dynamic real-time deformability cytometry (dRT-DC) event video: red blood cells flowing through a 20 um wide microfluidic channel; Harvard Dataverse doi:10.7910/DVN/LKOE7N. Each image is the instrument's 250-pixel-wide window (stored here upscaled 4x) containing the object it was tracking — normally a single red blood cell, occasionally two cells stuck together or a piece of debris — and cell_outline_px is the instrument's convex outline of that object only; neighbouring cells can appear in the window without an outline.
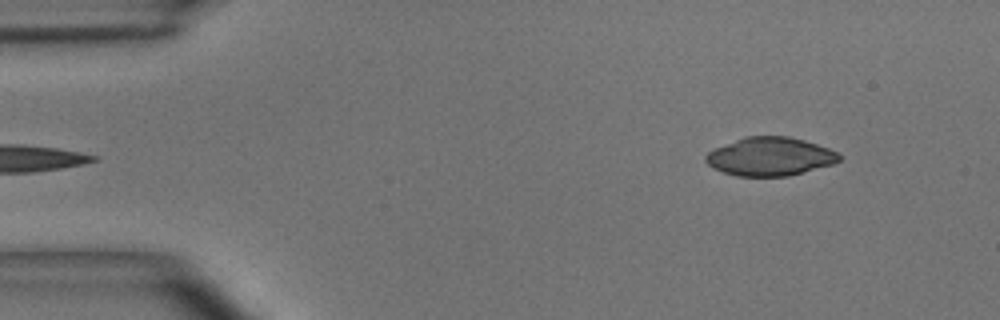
{"species": "common noctule bat (a hibernating species)", "species_latin": "Nyctalus noctula", "temperature_condition": "room temperature", "stored_images_in_passage": 5, "segment_of_instrument_passage": [2, 2], "camera_frame_rate_fps": 3000, "um_per_image_px": 0.085, "animal": {"sex": "male", "body_mass_g": 15.6}, "frame": {"image": 1, "passage_image": 5, "time_ms": 1.333, "image_size_px": [1000, 320], "cell_outline_px": [[840, 160], [832, 164], [788, 176], [736, 176], [712, 168], [704, 160], [704, 156], [708, 152], [716, 148], [736, 140], [748, 136], [788, 136], [804, 140], [828, 148], [836, 152], [840, 156]], "centroid_in_image_um": [65.43, 13.31], "position_along_channel_um": 19.6, "area_um2": 29.59}}